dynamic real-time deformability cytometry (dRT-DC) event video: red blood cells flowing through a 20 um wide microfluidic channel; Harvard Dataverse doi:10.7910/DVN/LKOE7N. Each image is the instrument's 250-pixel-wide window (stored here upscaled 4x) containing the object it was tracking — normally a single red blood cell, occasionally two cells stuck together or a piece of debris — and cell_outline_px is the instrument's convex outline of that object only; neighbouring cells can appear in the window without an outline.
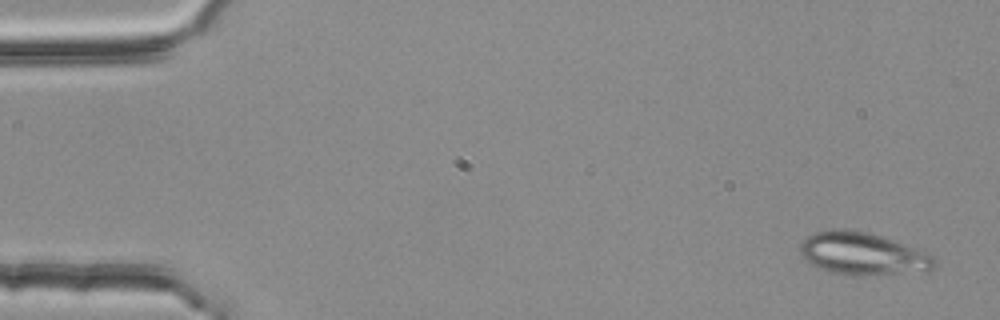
{"species": "common noctule bat (a hibernating species)", "species_latin": "Nyctalus noctula", "temperature_condition": "room temperature", "stored_images_in_passage": 3, "camera_frame_rate_fps": 3000, "um_per_image_px": 0.085, "animal": {"sex": "female", "body_mass_g": 25.1}, "frame": {"image": 1, "passage_image": 1, "time_ms": 0.0, "image_size_px": [1000, 320], "cell_outline_px": [[936, 268], [900, 272], [832, 272], [820, 268], [804, 260], [800, 252], [800, 244], [808, 236], [816, 232], [832, 228], [844, 228], [868, 232], [928, 252], [936, 256]], "centroid_in_image_um": [73.3, 21.49], "position_along_channel_um": 11.7, "area_um2": 31.96}}